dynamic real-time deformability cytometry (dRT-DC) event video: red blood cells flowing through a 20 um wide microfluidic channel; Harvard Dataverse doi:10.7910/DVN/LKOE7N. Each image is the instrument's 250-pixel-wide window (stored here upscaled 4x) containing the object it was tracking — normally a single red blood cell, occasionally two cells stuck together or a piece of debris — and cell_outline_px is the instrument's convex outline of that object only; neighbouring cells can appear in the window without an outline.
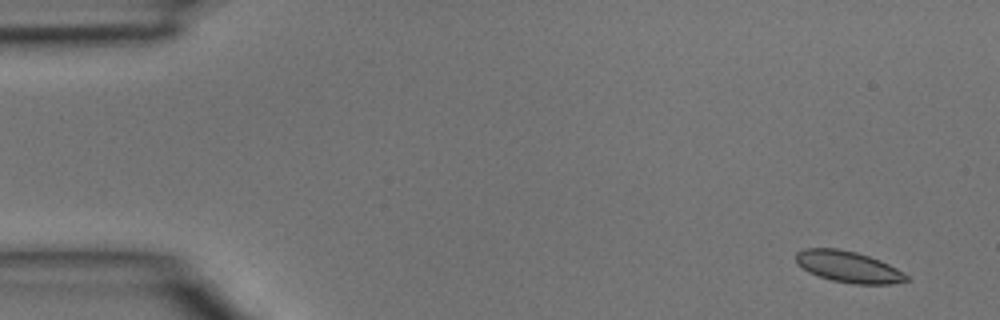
{"species": "common noctule bat (a hibernating species)", "species_latin": "Nyctalus noctula", "temperature_condition": "room temperature", "stored_images_in_passage": 4, "camera_frame_rate_fps": 3000, "um_per_image_px": 0.085, "animal": {"sex": "male", "body_mass_g": 15.6}, "frame": {"image": 1, "passage_image": 1, "time_ms": 0.0, "image_size_px": [1000, 320], "cell_outline_px": [[912, 280], [892, 284], [852, 284], [832, 280], [808, 272], [796, 264], [796, 252], [804, 248], [836, 248], [856, 252], [880, 260], [904, 272]], "centroid_in_image_um": [72.12, 22.68], "position_along_channel_um": 12.9, "area_um2": 20.29}}
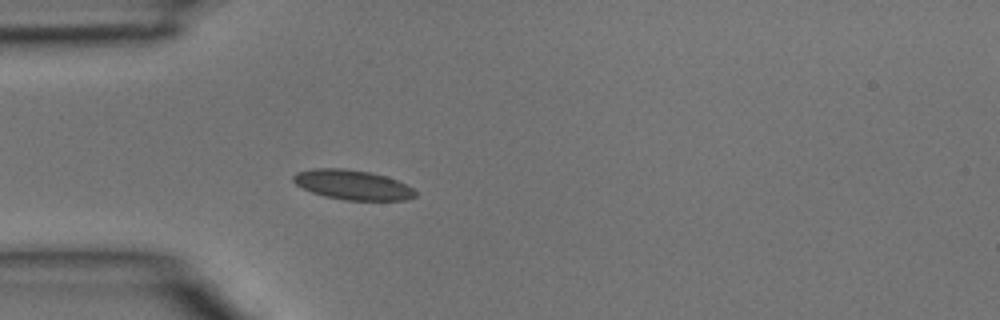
{"frame": {"image": 2, "passage_image": 4, "time_ms": 1.0, "image_size_px": [1000, 320], "cell_outline_px": [[416, 196], [404, 200], [344, 200], [324, 196], [312, 192], [296, 184], [292, 180], [292, 176], [296, 172], [312, 168], [344, 168], [372, 172], [388, 176], [412, 188], [416, 192]], "centroid_in_image_um": [29.95, 15.7], "position_along_channel_um": 55.1, "area_um2": 21.21}}